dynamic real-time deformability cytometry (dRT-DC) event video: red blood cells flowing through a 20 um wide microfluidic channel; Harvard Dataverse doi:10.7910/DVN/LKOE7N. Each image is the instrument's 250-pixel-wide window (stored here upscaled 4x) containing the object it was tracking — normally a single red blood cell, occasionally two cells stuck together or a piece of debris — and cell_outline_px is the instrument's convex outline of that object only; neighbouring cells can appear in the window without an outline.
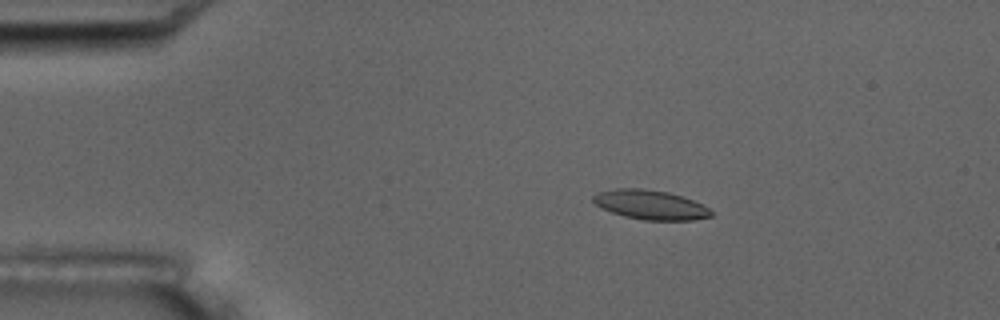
{"species": "common noctule bat (a hibernating species)", "species_latin": "Nyctalus noctula", "temperature_condition": "room temperature", "stored_images_in_passage": 5, "camera_frame_rate_fps": 3000, "um_per_image_px": 0.085, "animal": {"sex": "male", "body_mass_g": 17.5, "forearm_length_mm": 52.3}, "frame": {"image": 1, "passage_image": 3, "time_ms": 3.0, "image_size_px": [1000, 320], "cell_outline_px": [[712, 216], [692, 220], [644, 220], [624, 216], [612, 212], [596, 204], [592, 200], [592, 196], [596, 192], [616, 188], [644, 188], [668, 192], [692, 200], [708, 208], [712, 212]], "centroid_in_image_um": [55.25, 17.4], "position_along_channel_um": 29.8, "area_um2": 20.06}}